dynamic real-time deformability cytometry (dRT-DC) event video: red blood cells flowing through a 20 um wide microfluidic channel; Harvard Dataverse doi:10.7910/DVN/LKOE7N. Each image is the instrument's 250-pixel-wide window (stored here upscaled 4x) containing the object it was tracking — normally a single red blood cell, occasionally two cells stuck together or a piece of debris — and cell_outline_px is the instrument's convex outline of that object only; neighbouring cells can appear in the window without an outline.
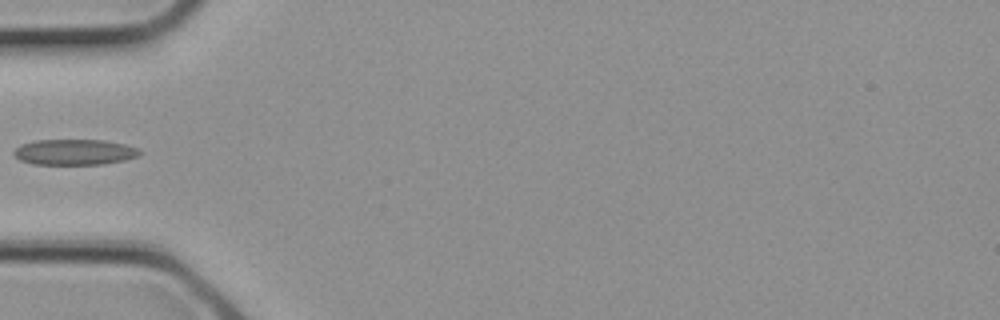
{"species": "common noctule bat (a hibernating species)", "species_latin": "Nyctalus noctula", "temperature_condition": "cold", "stored_images_in_passage": 3, "camera_frame_rate_fps": 3000, "um_per_image_px": 0.085, "animal": {"sex": "female", "body_mass_g": 21.9}, "frame": {"image": 1, "passage_image": 3, "time_ms": 0.667, "image_size_px": [1000, 320], "cell_outline_px": [[144, 152], [136, 156], [124, 160], [104, 164], [32, 164], [20, 160], [12, 152], [20, 144], [36, 140], [104, 140], [124, 144], [136, 148]], "centroid_in_image_um": [6.31, 12.92], "position_along_channel_um": 78.7, "area_um2": 18.79}}